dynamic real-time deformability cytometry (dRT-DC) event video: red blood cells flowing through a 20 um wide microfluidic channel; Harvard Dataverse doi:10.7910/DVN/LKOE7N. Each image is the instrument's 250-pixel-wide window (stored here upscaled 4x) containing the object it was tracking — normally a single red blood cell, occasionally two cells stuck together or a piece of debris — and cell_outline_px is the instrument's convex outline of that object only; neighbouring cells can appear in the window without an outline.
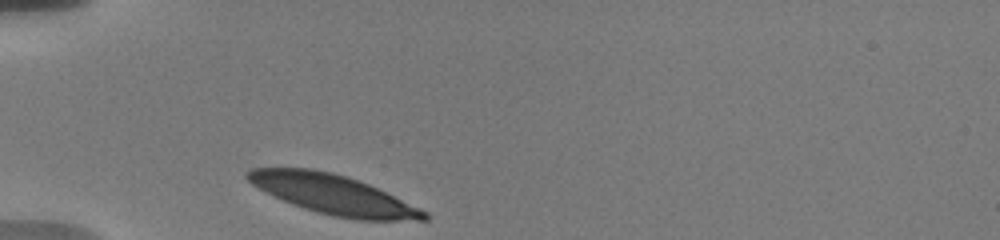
{"species": "human", "species_latin": "Homo sapiens", "temperature_condition": "warm", "stored_images_in_passage": 32, "camera_frame_rate_fps": 3000, "um_per_image_px": 0.085, "donor": {"sex": "male"}, "frame": {"image": 1, "passage_image": 1, "time_ms": 0.0, "image_size_px": [1000, 240], "cell_outline_px": [[428, 220], [356, 220], [332, 216], [316, 212], [292, 204], [252, 184], [244, 176], [244, 172], [252, 168], [312, 168], [332, 172], [368, 184], [428, 212]], "centroid_in_image_um": [28.31, 16.53], "position_along_channel_um": 56.7, "area_um2": 40.17}}
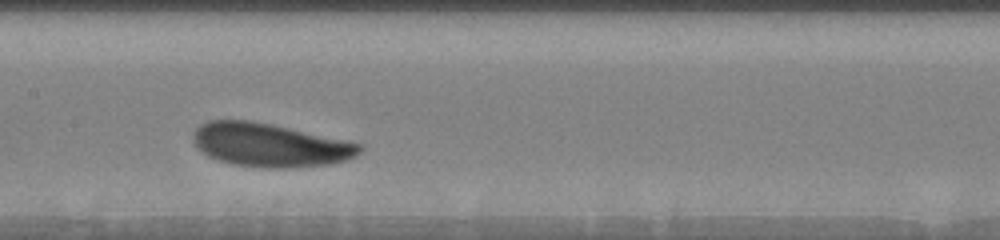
{"frame": {"image": 2, "passage_image": 13, "time_ms": 4.0, "image_size_px": [1000, 240], "cell_outline_px": [[364, 148], [356, 156], [348, 160], [332, 164], [292, 168], [260, 168], [232, 164], [208, 156], [196, 148], [192, 140], [192, 136], [196, 128], [200, 124], [208, 120], [248, 120], [272, 124], [348, 140], [364, 144]], "centroid_in_image_um": [22.97, 12.33], "position_along_channel_um": 184.4, "area_um2": 42.89}}
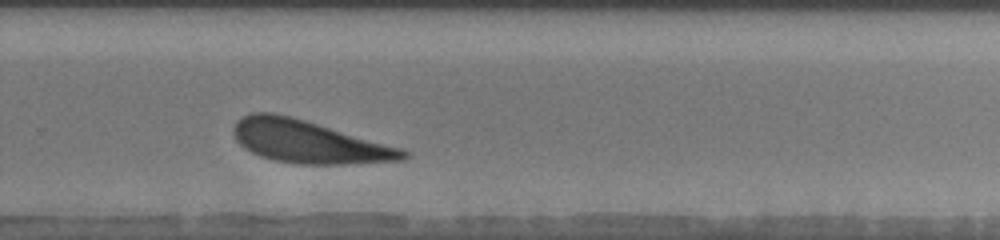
{"frame": {"image": 3, "passage_image": 23, "time_ms": 7.333, "image_size_px": [1000, 240], "cell_outline_px": [[408, 156], [400, 160], [344, 164], [296, 164], [272, 160], [260, 156], [244, 148], [236, 140], [232, 132], [232, 128], [236, 120], [240, 116], [252, 112], [272, 112], [292, 116], [400, 148], [408, 152]], "centroid_in_image_um": [26.13, 12.03], "position_along_channel_um": 303.7, "area_um2": 41.96}, "authors_computed_cell_mechanics": {"area_um2": 41.9339, "velocity_mm_per_s": 3.5821, "shape_relaxation_time_tau1_ms": 0.8962, "shape_relaxation_time_tau2_ms": 7.0685, "deformation_change_tau1": 0.0862, "deformation_change_tau2": 0.169}}